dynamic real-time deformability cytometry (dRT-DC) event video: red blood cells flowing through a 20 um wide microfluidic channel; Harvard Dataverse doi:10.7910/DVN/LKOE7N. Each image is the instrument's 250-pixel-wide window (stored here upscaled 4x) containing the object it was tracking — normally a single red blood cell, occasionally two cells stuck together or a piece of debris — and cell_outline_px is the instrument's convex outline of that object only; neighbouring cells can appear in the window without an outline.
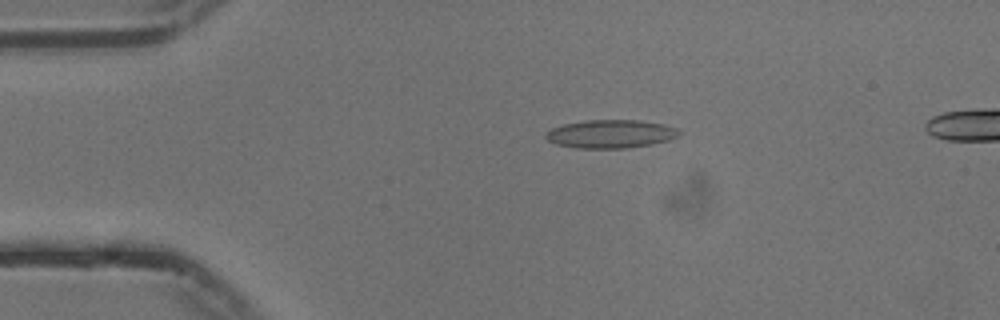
{"species": "common noctule bat (a hibernating species)", "species_latin": "Nyctalus noctula", "temperature_condition": "cold", "stored_images_in_passage": 51, "camera_frame_rate_fps": 3000, "um_per_image_px": 0.085, "animal": {"sex": "male", "body_mass_g": 13.3}, "frame": {"image": 1, "passage_image": 8, "time_ms": 2.333, "image_size_px": [1000, 320], "cell_outline_px": [[680, 136], [668, 140], [652, 144], [628, 148], [572, 148], [556, 144], [548, 140], [544, 136], [544, 132], [552, 128], [564, 124], [588, 120], [640, 120], [664, 124], [676, 128], [680, 132]], "centroid_in_image_um": [51.89, 11.39], "position_along_channel_um": 33.1, "area_um2": 22.14}}
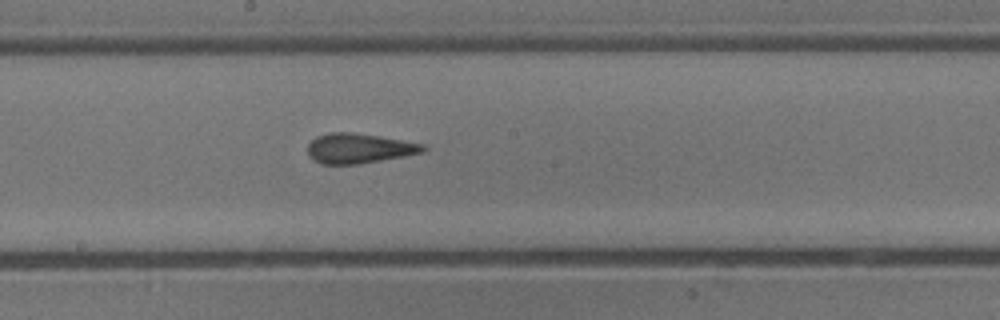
{"frame": {"image": 2, "passage_image": 26, "time_ms": 8.333, "image_size_px": [1000, 320], "cell_outline_px": [[428, 148], [424, 152], [404, 156], [360, 164], [320, 164], [312, 160], [308, 156], [308, 144], [316, 136], [328, 132], [352, 132], [380, 136], [424, 144]], "centroid_in_image_um": [30.5, 12.61], "position_along_channel_um": 217.7, "area_um2": 20.35}}
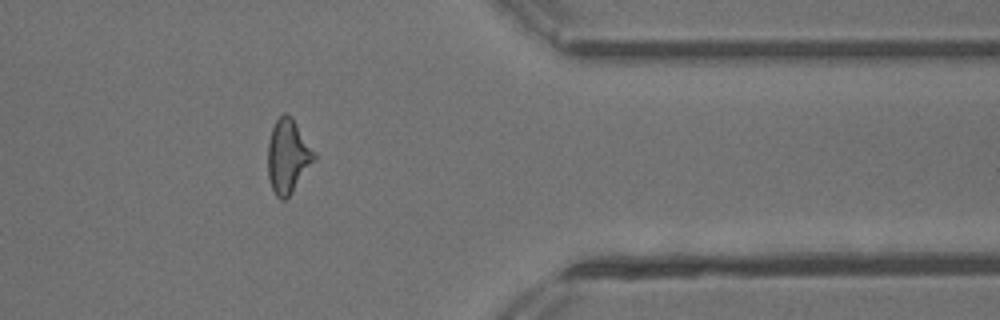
{"frame": {"image": 3, "passage_image": 41, "time_ms": 13.333, "image_size_px": [1000, 320], "cell_outline_px": [[316, 160], [292, 192], [284, 200], [280, 200], [276, 196], [272, 188], [268, 176], [268, 140], [272, 128], [276, 120], [284, 112], [292, 116], [316, 152]], "centroid_in_image_um": [24.49, 13.26], "position_along_channel_um": 386.9, "area_um2": 20.17}, "authors_computed_cell_mechanics": {"area_um2": 20.0566, "velocity_mm_per_s": 3.764, "shape_relaxation_time_tau1_ms": 8.5544, "shape_relaxation_time_tau2_ms": 1.5078, "deformation_change_tau1": 0.1952, "deformation_change_tau2": 0.1138}}